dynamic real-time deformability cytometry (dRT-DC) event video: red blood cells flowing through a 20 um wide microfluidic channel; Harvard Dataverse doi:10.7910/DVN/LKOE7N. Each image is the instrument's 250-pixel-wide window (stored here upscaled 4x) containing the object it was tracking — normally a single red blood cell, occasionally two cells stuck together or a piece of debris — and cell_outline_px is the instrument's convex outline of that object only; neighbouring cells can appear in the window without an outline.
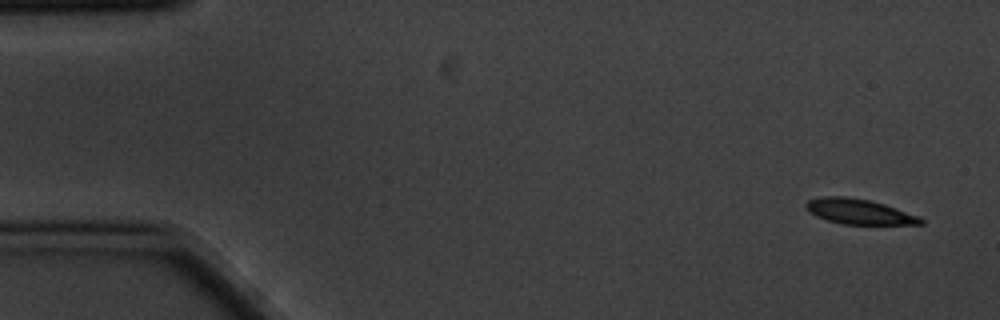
{"species": "common noctule bat (a hibernating species)", "species_latin": "Nyctalus noctula", "temperature_condition": "cold", "stored_images_in_passage": 4, "camera_frame_rate_fps": 3000, "um_per_image_px": 0.085, "animal": {"sex": "male", "body_mass_g": 20.1, "forearm_length_mm": 53.5}, "frame": {"image": 1, "passage_image": 1, "time_ms": 0.0, "image_size_px": [1000, 320], "cell_outline_px": [[924, 224], [844, 224], [828, 220], [816, 216], [808, 212], [804, 208], [804, 204], [808, 200], [824, 196], [844, 196], [872, 200], [920, 216], [924, 220]], "centroid_in_image_um": [73.0, 17.97], "position_along_channel_um": 12.0, "area_um2": 16.94}}
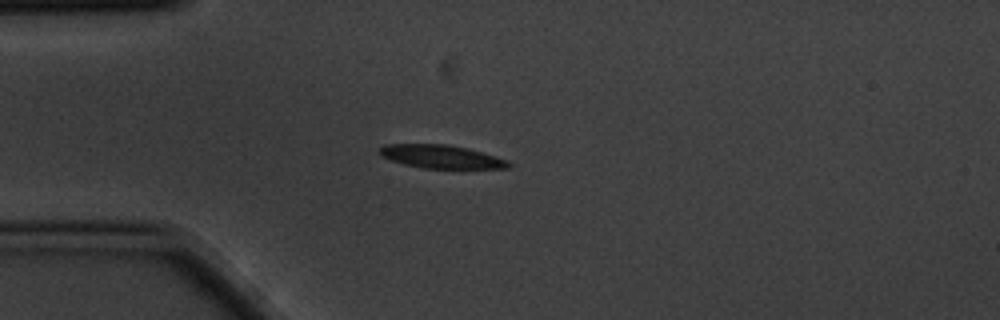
{"frame": {"image": 2, "passage_image": 4, "time_ms": 1.0, "image_size_px": [1000, 320], "cell_outline_px": [[512, 164], [508, 168], [424, 168], [404, 164], [380, 156], [380, 148], [384, 144], [448, 144], [468, 148], [508, 160]], "centroid_in_image_um": [37.51, 13.31], "position_along_channel_um": 47.5, "area_um2": 17.4}}